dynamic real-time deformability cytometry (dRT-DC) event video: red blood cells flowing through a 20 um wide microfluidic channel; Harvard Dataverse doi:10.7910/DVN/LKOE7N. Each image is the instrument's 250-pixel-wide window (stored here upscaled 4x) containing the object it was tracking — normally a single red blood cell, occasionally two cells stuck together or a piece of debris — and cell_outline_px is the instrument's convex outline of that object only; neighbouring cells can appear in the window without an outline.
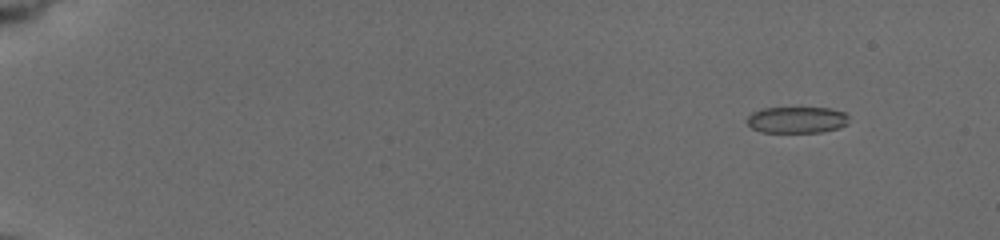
{"species": "common noctule bat (a hibernating species)", "species_latin": "Nyctalus noctula", "temperature_condition": "cold", "stored_images_in_passage": 14, "camera_frame_rate_fps": 3000, "um_per_image_px": 0.085, "animal": {"sex": "female", "body_mass_g": 19.5, "forearm_length_mm": 54.1}, "frame": {"image": 1, "passage_image": 1, "time_ms": 0.0, "image_size_px": [1000, 240], "cell_outline_px": [[848, 124], [840, 128], [820, 132], [760, 132], [752, 128], [748, 124], [748, 116], [752, 112], [764, 108], [828, 108], [844, 112], [848, 116]], "centroid_in_image_um": [67.75, 10.19], "position_along_channel_um": 17.3, "area_um2": 15.66}}